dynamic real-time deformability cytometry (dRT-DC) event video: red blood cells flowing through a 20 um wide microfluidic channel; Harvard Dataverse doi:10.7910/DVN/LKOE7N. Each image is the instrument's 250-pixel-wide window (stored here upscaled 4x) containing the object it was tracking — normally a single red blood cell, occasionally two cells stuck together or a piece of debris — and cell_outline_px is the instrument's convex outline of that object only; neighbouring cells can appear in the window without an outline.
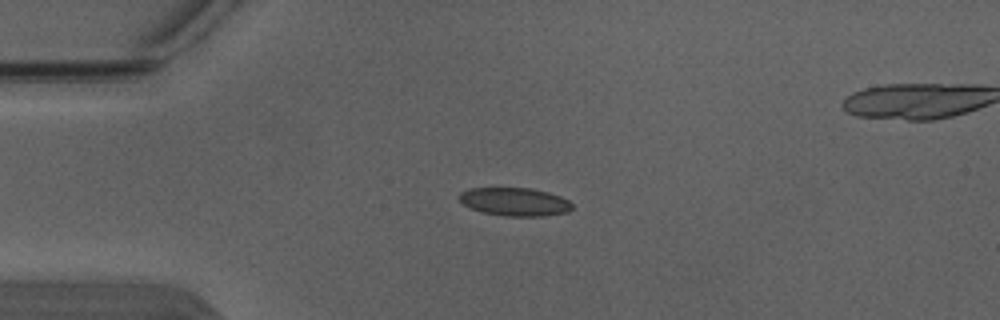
{"species": "Egyptian fruit bat (a non-hibernating species)", "species_latin": "Rousettus aegyptiacus", "temperature_condition": "warm", "stored_images_in_passage": 4, "camera_frame_rate_fps": 3000, "um_per_image_px": 0.085, "animal": {"sex": "male"}, "frame": {"image": 1, "passage_image": 2, "time_ms": 0.333, "image_size_px": [1000, 320], "cell_outline_px": [[572, 208], [568, 212], [540, 216], [504, 216], [484, 212], [472, 208], [464, 204], [460, 200], [460, 192], [468, 188], [532, 188], [548, 192], [560, 196], [568, 200], [572, 204]], "centroid_in_image_um": [43.77, 17.14], "position_along_channel_um": 41.2, "area_um2": 18.44}}
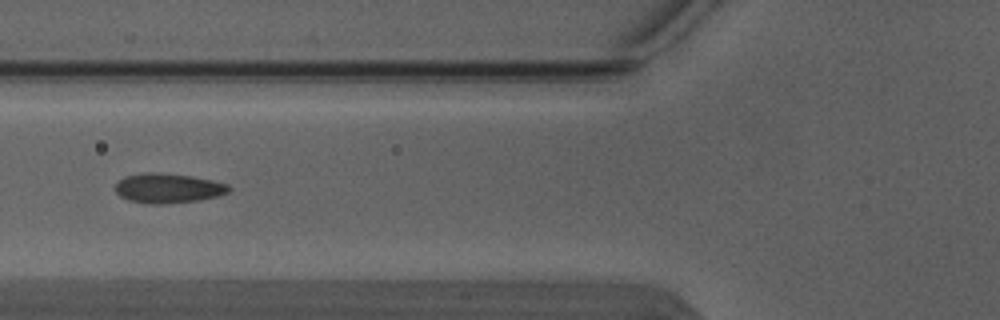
{"frame": {"image": 2, "passage_image": 4, "time_ms": 1.0, "image_size_px": [1000, 320], "cell_outline_px": [[232, 188], [228, 192], [216, 196], [200, 200], [160, 204], [148, 204], [128, 200], [120, 196], [116, 192], [116, 180], [124, 176], [144, 172], [152, 172], [192, 176], [212, 180], [228, 184]], "centroid_in_image_um": [14.25, 15.99], "position_along_channel_um": 111.5, "area_um2": 19.71}}